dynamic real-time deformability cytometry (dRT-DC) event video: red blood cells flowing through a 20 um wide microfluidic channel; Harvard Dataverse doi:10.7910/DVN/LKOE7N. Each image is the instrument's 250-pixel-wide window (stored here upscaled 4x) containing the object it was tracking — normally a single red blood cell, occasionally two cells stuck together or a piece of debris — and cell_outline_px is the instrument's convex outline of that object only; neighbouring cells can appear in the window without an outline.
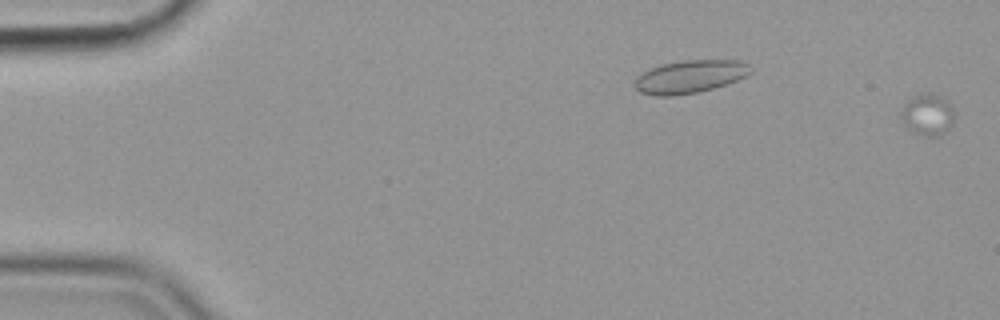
{"species": "common noctule bat (a hibernating species)", "species_latin": "Nyctalus noctula", "temperature_condition": "cold", "stored_images_in_passage": 46, "camera_frame_rate_fps": 3000, "um_per_image_px": 0.085, "animal": {"sex": "female", "body_mass_g": 19.9}, "frame": {"image": 1, "passage_image": 1, "time_ms": 0.0, "image_size_px": [1000, 320], "cell_outline_px": [[952, 124], [944, 132], [936, 136], [924, 136], [912, 132], [904, 124], [900, 116], [908, 100], [924, 92], [936, 96], [944, 100], [952, 108]], "centroid_in_image_um": [78.81, 9.78], "position_along_channel_um": 6.2, "area_um2": 12.25}}
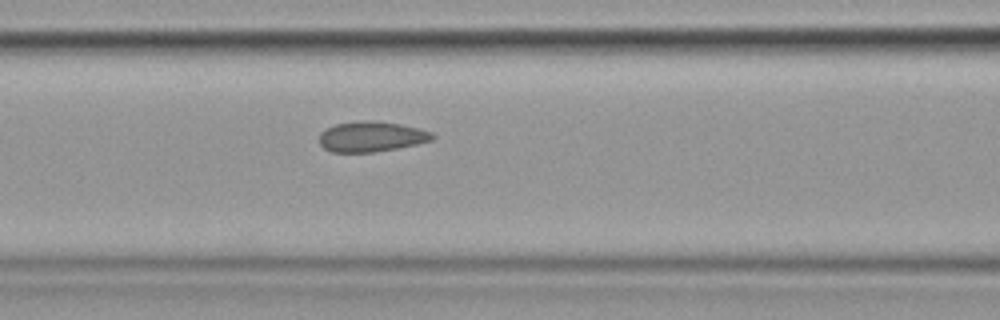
{"frame": {"image": 2, "passage_image": 16, "time_ms": 5.0, "image_size_px": [1000, 320], "cell_outline_px": [[436, 136], [432, 140], [416, 144], [396, 148], [372, 152], [332, 152], [324, 148], [320, 144], [320, 132], [336, 124], [360, 120], [376, 120], [400, 124], [420, 128], [432, 132]], "centroid_in_image_um": [31.58, 11.6], "position_along_channel_um": 135.0, "area_um2": 20.0}}
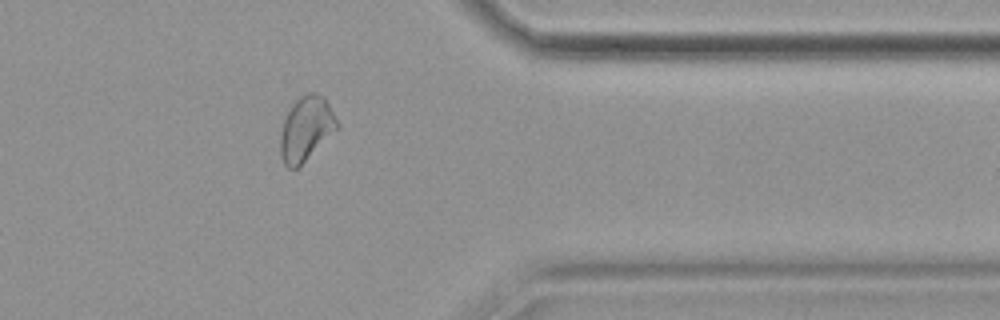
{"frame": {"image": 3, "passage_image": 38, "time_ms": 12.333, "image_size_px": [1000, 320], "cell_outline_px": [[336, 128], [296, 168], [288, 168], [284, 164], [280, 152], [280, 136], [284, 120], [292, 104], [300, 96], [308, 92], [316, 92], [324, 96], [336, 120]], "centroid_in_image_um": [25.96, 10.89], "position_along_channel_um": 385.4, "area_um2": 20.35}}